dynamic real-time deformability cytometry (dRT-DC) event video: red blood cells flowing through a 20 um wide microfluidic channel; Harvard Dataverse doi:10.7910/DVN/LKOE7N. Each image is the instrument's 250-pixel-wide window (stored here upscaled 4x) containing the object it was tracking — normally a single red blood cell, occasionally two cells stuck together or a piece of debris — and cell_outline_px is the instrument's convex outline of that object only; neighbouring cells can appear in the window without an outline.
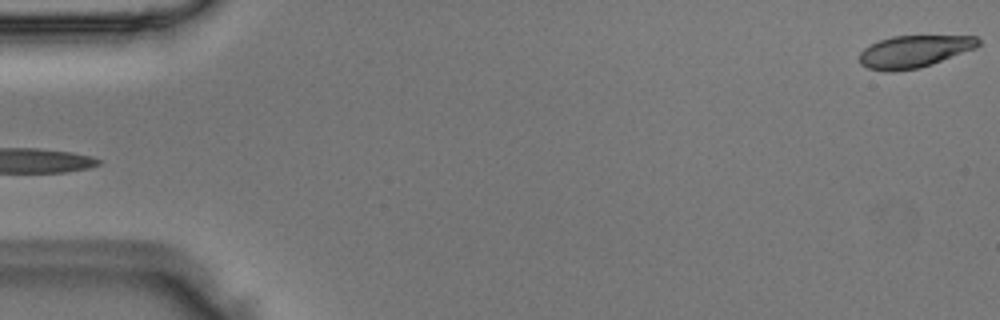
{"species": "Egyptian fruit bat (a non-hibernating species)", "species_latin": "Rousettus aegyptiacus", "temperature_condition": "room temperature", "stored_images_in_passage": 2, "segment_of_instrument_passage": [2, 2], "camera_frame_rate_fps": 3000, "um_per_image_px": 0.085, "animal": {"sex": "male"}, "frame": {"image": 1, "passage_image": 2, "time_ms": 0.333, "image_size_px": [1000, 320], "cell_outline_px": [[980, 44], [976, 48], [932, 64], [920, 68], [892, 72], [888, 72], [868, 68], [860, 64], [860, 52], [864, 48], [880, 40], [892, 36], [976, 36], [980, 40]], "centroid_in_image_um": [77.7, 4.38], "position_along_channel_um": 7.3, "area_um2": 22.25}}